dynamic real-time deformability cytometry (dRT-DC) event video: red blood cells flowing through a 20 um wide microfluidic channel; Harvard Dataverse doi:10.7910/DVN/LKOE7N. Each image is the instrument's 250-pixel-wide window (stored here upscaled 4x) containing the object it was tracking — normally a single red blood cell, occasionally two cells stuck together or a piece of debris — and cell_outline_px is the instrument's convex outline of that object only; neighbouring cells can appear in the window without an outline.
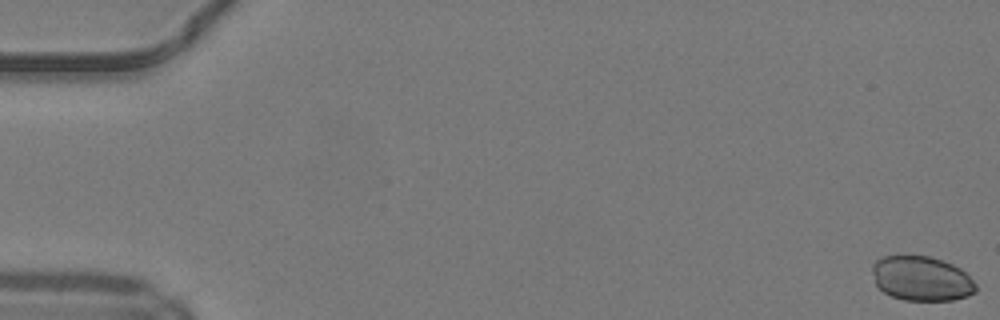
{"species": "common noctule bat (a hibernating species)", "species_latin": "Nyctalus noctula", "temperature_condition": "warm", "stored_images_in_passage": 50, "camera_frame_rate_fps": 3000, "um_per_image_px": 0.085, "animal": {"sex": "male", "body_mass_g": 19.2, "forearm_length_mm": 51.8}, "frame": {"image": 1, "passage_image": 1, "time_ms": 0.0, "image_size_px": [1000, 320], "cell_outline_px": [[976, 292], [968, 296], [952, 300], [904, 300], [892, 296], [884, 292], [876, 284], [872, 272], [872, 264], [876, 260], [884, 256], [932, 256], [952, 264], [960, 268], [976, 284]], "centroid_in_image_um": [78.33, 23.67], "position_along_channel_um": 6.7, "area_um2": 26.88}}
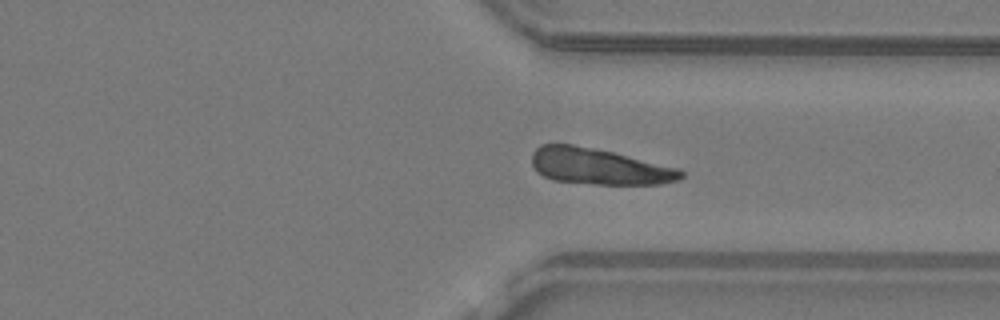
{"frame": {"image": 2, "passage_image": 38, "time_ms": 12.333, "image_size_px": [1000, 320], "cell_outline_px": [[684, 176], [680, 180], [660, 184], [596, 184], [552, 180], [536, 172], [532, 164], [532, 152], [540, 144], [572, 144], [612, 152], [680, 168], [684, 172]], "centroid_in_image_um": [50.92, 14.15], "position_along_channel_um": 360.5, "area_um2": 31.44}}
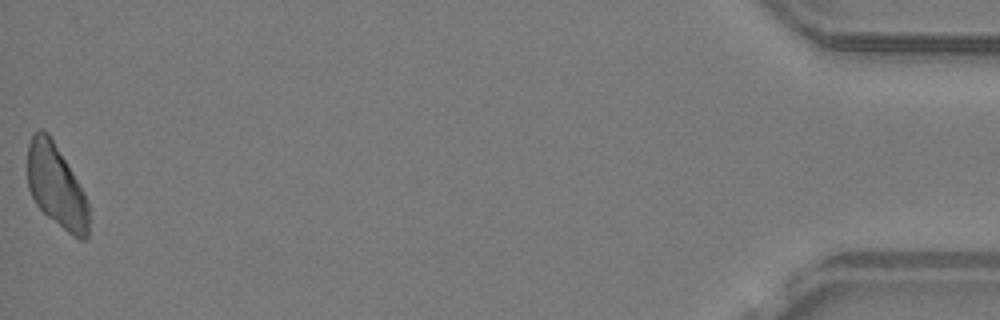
{"frame": {"image": 3, "passage_image": 50, "time_ms": 16.333, "image_size_px": [1000, 320], "cell_outline_px": [[88, 236], [84, 240], [80, 240], [72, 236], [48, 216], [36, 204], [28, 188], [28, 144], [32, 136], [40, 128], [48, 132], [84, 192], [88, 204]], "centroid_in_image_um": [4.79, 15.83], "position_along_channel_um": 430.4, "area_um2": 29.25}}